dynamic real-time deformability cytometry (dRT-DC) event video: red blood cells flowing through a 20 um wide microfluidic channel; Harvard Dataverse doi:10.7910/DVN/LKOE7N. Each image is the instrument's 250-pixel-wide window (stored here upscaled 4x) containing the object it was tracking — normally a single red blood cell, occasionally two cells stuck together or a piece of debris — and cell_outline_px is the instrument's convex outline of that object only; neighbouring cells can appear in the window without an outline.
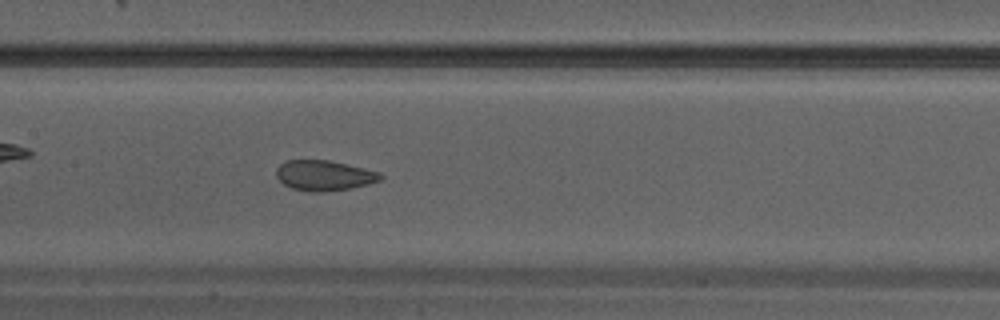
{"species": "Egyptian fruit bat (a non-hibernating species)", "species_latin": "Rousettus aegyptiacus", "temperature_condition": "warm", "stored_images_in_passage": 21, "camera_frame_rate_fps": 3000, "um_per_image_px": 0.085, "animal": {"sex": "male"}, "frame": {"image": 1, "passage_image": 7, "time_ms": 2.0, "image_size_px": [1000, 320], "cell_outline_px": [[384, 176], [380, 180], [368, 184], [348, 188], [324, 192], [308, 192], [292, 188], [284, 184], [276, 176], [276, 168], [280, 164], [288, 160], [328, 160], [364, 168], [380, 172]], "centroid_in_image_um": [27.54, 14.91], "position_along_channel_um": 179.9, "area_um2": 18.32}}
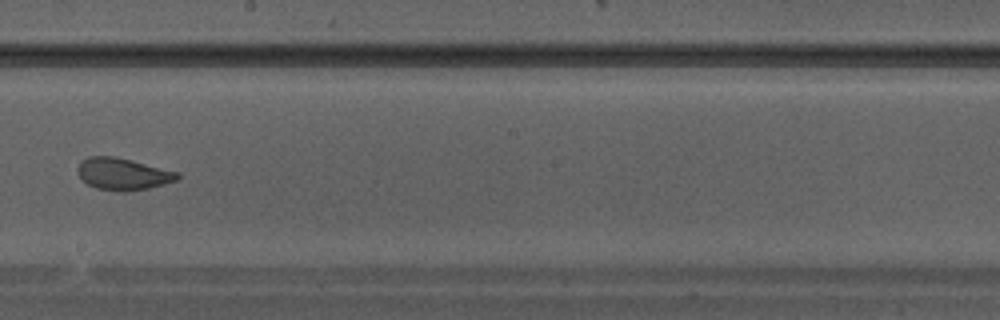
{"frame": {"image": 2, "passage_image": 10, "time_ms": 3.0, "image_size_px": [1000, 320], "cell_outline_px": [[180, 180], [148, 188], [124, 192], [120, 192], [96, 188], [88, 184], [76, 172], [76, 168], [80, 160], [88, 156], [116, 156], [180, 172]], "centroid_in_image_um": [10.46, 14.78], "position_along_channel_um": 237.7, "area_um2": 18.9}}
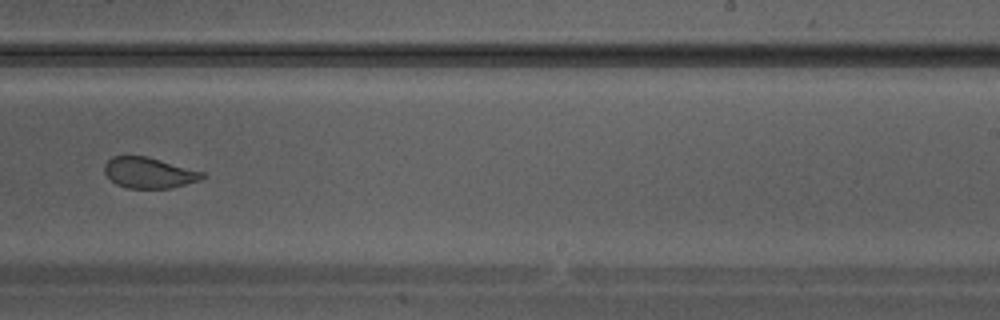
{"frame": {"image": 3, "passage_image": 12, "time_ms": 3.667, "image_size_px": [1000, 320], "cell_outline_px": [[204, 176], [200, 180], [172, 188], [128, 188], [116, 184], [104, 172], [104, 164], [112, 156], [144, 156], [204, 172]], "centroid_in_image_um": [12.64, 14.69], "position_along_channel_um": 276.4, "area_um2": 17.28}}